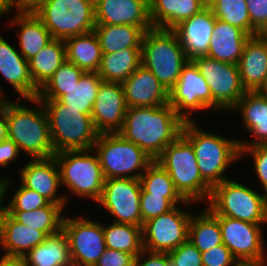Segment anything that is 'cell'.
<instances>
[{
  "mask_svg": "<svg viewBox=\"0 0 267 266\" xmlns=\"http://www.w3.org/2000/svg\"><path fill=\"white\" fill-rule=\"evenodd\" d=\"M184 122L169 103L155 107H128L118 133L156 160L164 148L181 135Z\"/></svg>",
  "mask_w": 267,
  "mask_h": 266,
  "instance_id": "cell-1",
  "label": "cell"
},
{
  "mask_svg": "<svg viewBox=\"0 0 267 266\" xmlns=\"http://www.w3.org/2000/svg\"><path fill=\"white\" fill-rule=\"evenodd\" d=\"M21 100L7 99L1 110L7 119L8 138L29 159L54 157L49 121L41 101L38 98L26 99L37 105L33 108L22 104Z\"/></svg>",
  "mask_w": 267,
  "mask_h": 266,
  "instance_id": "cell-2",
  "label": "cell"
},
{
  "mask_svg": "<svg viewBox=\"0 0 267 266\" xmlns=\"http://www.w3.org/2000/svg\"><path fill=\"white\" fill-rule=\"evenodd\" d=\"M196 121L184 122L182 135L192 144L202 179L213 188L224 180L232 164L240 160L239 139L203 130ZM209 132V133H208Z\"/></svg>",
  "mask_w": 267,
  "mask_h": 266,
  "instance_id": "cell-3",
  "label": "cell"
},
{
  "mask_svg": "<svg viewBox=\"0 0 267 266\" xmlns=\"http://www.w3.org/2000/svg\"><path fill=\"white\" fill-rule=\"evenodd\" d=\"M189 59L174 29L152 27L141 45V65L150 70L169 92Z\"/></svg>",
  "mask_w": 267,
  "mask_h": 266,
  "instance_id": "cell-4",
  "label": "cell"
},
{
  "mask_svg": "<svg viewBox=\"0 0 267 266\" xmlns=\"http://www.w3.org/2000/svg\"><path fill=\"white\" fill-rule=\"evenodd\" d=\"M48 117L52 146L55 153L89 150L98 139L91 113L68 108L60 100H40Z\"/></svg>",
  "mask_w": 267,
  "mask_h": 266,
  "instance_id": "cell-5",
  "label": "cell"
},
{
  "mask_svg": "<svg viewBox=\"0 0 267 266\" xmlns=\"http://www.w3.org/2000/svg\"><path fill=\"white\" fill-rule=\"evenodd\" d=\"M155 161L170 175L186 201L208 202L212 188L202 179L193 146L182 134L167 145Z\"/></svg>",
  "mask_w": 267,
  "mask_h": 266,
  "instance_id": "cell-6",
  "label": "cell"
},
{
  "mask_svg": "<svg viewBox=\"0 0 267 266\" xmlns=\"http://www.w3.org/2000/svg\"><path fill=\"white\" fill-rule=\"evenodd\" d=\"M241 182L230 178L215 185L207 208L215 216L266 225L267 196Z\"/></svg>",
  "mask_w": 267,
  "mask_h": 266,
  "instance_id": "cell-7",
  "label": "cell"
},
{
  "mask_svg": "<svg viewBox=\"0 0 267 266\" xmlns=\"http://www.w3.org/2000/svg\"><path fill=\"white\" fill-rule=\"evenodd\" d=\"M54 157L59 166L62 187L66 186L76 197L93 202L100 199L105 177L93 149L57 152Z\"/></svg>",
  "mask_w": 267,
  "mask_h": 266,
  "instance_id": "cell-8",
  "label": "cell"
},
{
  "mask_svg": "<svg viewBox=\"0 0 267 266\" xmlns=\"http://www.w3.org/2000/svg\"><path fill=\"white\" fill-rule=\"evenodd\" d=\"M93 150L98 155L105 179H140L154 161L141 148L125 140L119 133L99 134Z\"/></svg>",
  "mask_w": 267,
  "mask_h": 266,
  "instance_id": "cell-9",
  "label": "cell"
},
{
  "mask_svg": "<svg viewBox=\"0 0 267 266\" xmlns=\"http://www.w3.org/2000/svg\"><path fill=\"white\" fill-rule=\"evenodd\" d=\"M53 39L65 40L94 30V0H48L36 13Z\"/></svg>",
  "mask_w": 267,
  "mask_h": 266,
  "instance_id": "cell-10",
  "label": "cell"
},
{
  "mask_svg": "<svg viewBox=\"0 0 267 266\" xmlns=\"http://www.w3.org/2000/svg\"><path fill=\"white\" fill-rule=\"evenodd\" d=\"M192 61L210 88L212 111L230 113L246 92L241 82L238 65L224 63L207 55L196 57Z\"/></svg>",
  "mask_w": 267,
  "mask_h": 266,
  "instance_id": "cell-11",
  "label": "cell"
},
{
  "mask_svg": "<svg viewBox=\"0 0 267 266\" xmlns=\"http://www.w3.org/2000/svg\"><path fill=\"white\" fill-rule=\"evenodd\" d=\"M221 229L222 242L240 264L267 263L263 225L216 216Z\"/></svg>",
  "mask_w": 267,
  "mask_h": 266,
  "instance_id": "cell-12",
  "label": "cell"
},
{
  "mask_svg": "<svg viewBox=\"0 0 267 266\" xmlns=\"http://www.w3.org/2000/svg\"><path fill=\"white\" fill-rule=\"evenodd\" d=\"M168 103L185 122L196 121L192 116L197 111H212L210 88L192 60L183 67L176 84L169 91Z\"/></svg>",
  "mask_w": 267,
  "mask_h": 266,
  "instance_id": "cell-13",
  "label": "cell"
},
{
  "mask_svg": "<svg viewBox=\"0 0 267 266\" xmlns=\"http://www.w3.org/2000/svg\"><path fill=\"white\" fill-rule=\"evenodd\" d=\"M62 230L67 236L70 257L79 266H94L105 251L103 223L85 215L65 216Z\"/></svg>",
  "mask_w": 267,
  "mask_h": 266,
  "instance_id": "cell-14",
  "label": "cell"
},
{
  "mask_svg": "<svg viewBox=\"0 0 267 266\" xmlns=\"http://www.w3.org/2000/svg\"><path fill=\"white\" fill-rule=\"evenodd\" d=\"M192 211L172 210L146 221L142 227L143 249L149 252L168 253L188 239V226Z\"/></svg>",
  "mask_w": 267,
  "mask_h": 266,
  "instance_id": "cell-15",
  "label": "cell"
},
{
  "mask_svg": "<svg viewBox=\"0 0 267 266\" xmlns=\"http://www.w3.org/2000/svg\"><path fill=\"white\" fill-rule=\"evenodd\" d=\"M140 179H105L102 194L96 202L113 218V222L142 227L140 197Z\"/></svg>",
  "mask_w": 267,
  "mask_h": 266,
  "instance_id": "cell-16",
  "label": "cell"
},
{
  "mask_svg": "<svg viewBox=\"0 0 267 266\" xmlns=\"http://www.w3.org/2000/svg\"><path fill=\"white\" fill-rule=\"evenodd\" d=\"M20 183L46 198L50 203L63 207L68 205V194H59L62 189L60 170L55 157L29 159L18 172ZM61 187V188H60Z\"/></svg>",
  "mask_w": 267,
  "mask_h": 266,
  "instance_id": "cell-17",
  "label": "cell"
},
{
  "mask_svg": "<svg viewBox=\"0 0 267 266\" xmlns=\"http://www.w3.org/2000/svg\"><path fill=\"white\" fill-rule=\"evenodd\" d=\"M127 108L122 83L102 81L91 113L96 130L100 134L118 133Z\"/></svg>",
  "mask_w": 267,
  "mask_h": 266,
  "instance_id": "cell-18",
  "label": "cell"
},
{
  "mask_svg": "<svg viewBox=\"0 0 267 266\" xmlns=\"http://www.w3.org/2000/svg\"><path fill=\"white\" fill-rule=\"evenodd\" d=\"M96 25L128 24L152 28L148 0H94Z\"/></svg>",
  "mask_w": 267,
  "mask_h": 266,
  "instance_id": "cell-19",
  "label": "cell"
},
{
  "mask_svg": "<svg viewBox=\"0 0 267 266\" xmlns=\"http://www.w3.org/2000/svg\"><path fill=\"white\" fill-rule=\"evenodd\" d=\"M239 112L241 124L252 135V140L240 139L239 148L267 145V97L260 91H246L230 110ZM243 140V141H242Z\"/></svg>",
  "mask_w": 267,
  "mask_h": 266,
  "instance_id": "cell-20",
  "label": "cell"
},
{
  "mask_svg": "<svg viewBox=\"0 0 267 266\" xmlns=\"http://www.w3.org/2000/svg\"><path fill=\"white\" fill-rule=\"evenodd\" d=\"M0 34V74L18 94V99L37 98L39 89L34 85L28 61Z\"/></svg>",
  "mask_w": 267,
  "mask_h": 266,
  "instance_id": "cell-21",
  "label": "cell"
},
{
  "mask_svg": "<svg viewBox=\"0 0 267 266\" xmlns=\"http://www.w3.org/2000/svg\"><path fill=\"white\" fill-rule=\"evenodd\" d=\"M122 86L128 107H155L169 102V92L143 65H140Z\"/></svg>",
  "mask_w": 267,
  "mask_h": 266,
  "instance_id": "cell-22",
  "label": "cell"
},
{
  "mask_svg": "<svg viewBox=\"0 0 267 266\" xmlns=\"http://www.w3.org/2000/svg\"><path fill=\"white\" fill-rule=\"evenodd\" d=\"M215 21L212 10L205 8L174 28L189 60L207 55Z\"/></svg>",
  "mask_w": 267,
  "mask_h": 266,
  "instance_id": "cell-23",
  "label": "cell"
},
{
  "mask_svg": "<svg viewBox=\"0 0 267 266\" xmlns=\"http://www.w3.org/2000/svg\"><path fill=\"white\" fill-rule=\"evenodd\" d=\"M239 74L246 91H260L267 80V40L257 34L250 36L240 57Z\"/></svg>",
  "mask_w": 267,
  "mask_h": 266,
  "instance_id": "cell-24",
  "label": "cell"
},
{
  "mask_svg": "<svg viewBox=\"0 0 267 266\" xmlns=\"http://www.w3.org/2000/svg\"><path fill=\"white\" fill-rule=\"evenodd\" d=\"M47 235L18 222L6 210L1 217L0 248L5 255L25 256L32 248L43 243Z\"/></svg>",
  "mask_w": 267,
  "mask_h": 266,
  "instance_id": "cell-25",
  "label": "cell"
},
{
  "mask_svg": "<svg viewBox=\"0 0 267 266\" xmlns=\"http://www.w3.org/2000/svg\"><path fill=\"white\" fill-rule=\"evenodd\" d=\"M250 35L220 19L214 23L207 56L224 63L238 65Z\"/></svg>",
  "mask_w": 267,
  "mask_h": 266,
  "instance_id": "cell-26",
  "label": "cell"
},
{
  "mask_svg": "<svg viewBox=\"0 0 267 266\" xmlns=\"http://www.w3.org/2000/svg\"><path fill=\"white\" fill-rule=\"evenodd\" d=\"M205 8L203 0H149L151 24L163 29H174Z\"/></svg>",
  "mask_w": 267,
  "mask_h": 266,
  "instance_id": "cell-27",
  "label": "cell"
},
{
  "mask_svg": "<svg viewBox=\"0 0 267 266\" xmlns=\"http://www.w3.org/2000/svg\"><path fill=\"white\" fill-rule=\"evenodd\" d=\"M10 18L8 24L19 28V52L28 61L53 40L41 19L36 14H19Z\"/></svg>",
  "mask_w": 267,
  "mask_h": 266,
  "instance_id": "cell-28",
  "label": "cell"
},
{
  "mask_svg": "<svg viewBox=\"0 0 267 266\" xmlns=\"http://www.w3.org/2000/svg\"><path fill=\"white\" fill-rule=\"evenodd\" d=\"M67 61L74 63L84 72H97L102 59L99 39L93 31L72 36L64 40Z\"/></svg>",
  "mask_w": 267,
  "mask_h": 266,
  "instance_id": "cell-29",
  "label": "cell"
},
{
  "mask_svg": "<svg viewBox=\"0 0 267 266\" xmlns=\"http://www.w3.org/2000/svg\"><path fill=\"white\" fill-rule=\"evenodd\" d=\"M66 60L64 40H51L36 56L28 60L29 72L34 85L40 90Z\"/></svg>",
  "mask_w": 267,
  "mask_h": 266,
  "instance_id": "cell-30",
  "label": "cell"
},
{
  "mask_svg": "<svg viewBox=\"0 0 267 266\" xmlns=\"http://www.w3.org/2000/svg\"><path fill=\"white\" fill-rule=\"evenodd\" d=\"M96 33L103 54L116 53L125 48H141L145 31L138 26L95 25Z\"/></svg>",
  "mask_w": 267,
  "mask_h": 266,
  "instance_id": "cell-31",
  "label": "cell"
},
{
  "mask_svg": "<svg viewBox=\"0 0 267 266\" xmlns=\"http://www.w3.org/2000/svg\"><path fill=\"white\" fill-rule=\"evenodd\" d=\"M141 65V48H125L102 55L97 71L103 81L123 83Z\"/></svg>",
  "mask_w": 267,
  "mask_h": 266,
  "instance_id": "cell-32",
  "label": "cell"
},
{
  "mask_svg": "<svg viewBox=\"0 0 267 266\" xmlns=\"http://www.w3.org/2000/svg\"><path fill=\"white\" fill-rule=\"evenodd\" d=\"M188 240L201 253L223 244L218 218L207 207L198 213H192Z\"/></svg>",
  "mask_w": 267,
  "mask_h": 266,
  "instance_id": "cell-33",
  "label": "cell"
},
{
  "mask_svg": "<svg viewBox=\"0 0 267 266\" xmlns=\"http://www.w3.org/2000/svg\"><path fill=\"white\" fill-rule=\"evenodd\" d=\"M25 258L29 266H59L71 260L67 236L63 230L49 235L45 241L32 248Z\"/></svg>",
  "mask_w": 267,
  "mask_h": 266,
  "instance_id": "cell-34",
  "label": "cell"
},
{
  "mask_svg": "<svg viewBox=\"0 0 267 266\" xmlns=\"http://www.w3.org/2000/svg\"><path fill=\"white\" fill-rule=\"evenodd\" d=\"M106 248L123 251L138 256L143 249L142 227L131 224L103 223Z\"/></svg>",
  "mask_w": 267,
  "mask_h": 266,
  "instance_id": "cell-35",
  "label": "cell"
},
{
  "mask_svg": "<svg viewBox=\"0 0 267 266\" xmlns=\"http://www.w3.org/2000/svg\"><path fill=\"white\" fill-rule=\"evenodd\" d=\"M64 209L65 208L59 204L49 203L45 207L29 212L22 211L8 213L18 222L36 230H41L49 236L62 230L65 217V215H63Z\"/></svg>",
  "mask_w": 267,
  "mask_h": 266,
  "instance_id": "cell-36",
  "label": "cell"
},
{
  "mask_svg": "<svg viewBox=\"0 0 267 266\" xmlns=\"http://www.w3.org/2000/svg\"><path fill=\"white\" fill-rule=\"evenodd\" d=\"M102 81L97 72H84L79 79V83L66 91L60 101L68 105V108H74L81 113H92Z\"/></svg>",
  "mask_w": 267,
  "mask_h": 266,
  "instance_id": "cell-37",
  "label": "cell"
},
{
  "mask_svg": "<svg viewBox=\"0 0 267 266\" xmlns=\"http://www.w3.org/2000/svg\"><path fill=\"white\" fill-rule=\"evenodd\" d=\"M84 73L74 63L65 61L52 75L48 82L39 90V100H60L66 91L70 90Z\"/></svg>",
  "mask_w": 267,
  "mask_h": 266,
  "instance_id": "cell-38",
  "label": "cell"
},
{
  "mask_svg": "<svg viewBox=\"0 0 267 266\" xmlns=\"http://www.w3.org/2000/svg\"><path fill=\"white\" fill-rule=\"evenodd\" d=\"M142 189L151 195L162 198H183L177 189L170 175L155 160L146 168L140 177Z\"/></svg>",
  "mask_w": 267,
  "mask_h": 266,
  "instance_id": "cell-39",
  "label": "cell"
},
{
  "mask_svg": "<svg viewBox=\"0 0 267 266\" xmlns=\"http://www.w3.org/2000/svg\"><path fill=\"white\" fill-rule=\"evenodd\" d=\"M210 9L216 19L236 26L251 36V22L246 0H218Z\"/></svg>",
  "mask_w": 267,
  "mask_h": 266,
  "instance_id": "cell-40",
  "label": "cell"
},
{
  "mask_svg": "<svg viewBox=\"0 0 267 266\" xmlns=\"http://www.w3.org/2000/svg\"><path fill=\"white\" fill-rule=\"evenodd\" d=\"M180 203H182L181 205L190 206L193 202L186 201L184 198H162L161 196L146 193L141 189L140 211L142 227L146 221L172 210Z\"/></svg>",
  "mask_w": 267,
  "mask_h": 266,
  "instance_id": "cell-41",
  "label": "cell"
},
{
  "mask_svg": "<svg viewBox=\"0 0 267 266\" xmlns=\"http://www.w3.org/2000/svg\"><path fill=\"white\" fill-rule=\"evenodd\" d=\"M10 198V202L7 205L5 204L7 212H29L45 207L50 203L35 190L24 187L20 182Z\"/></svg>",
  "mask_w": 267,
  "mask_h": 266,
  "instance_id": "cell-42",
  "label": "cell"
},
{
  "mask_svg": "<svg viewBox=\"0 0 267 266\" xmlns=\"http://www.w3.org/2000/svg\"><path fill=\"white\" fill-rule=\"evenodd\" d=\"M240 149V158L250 155L253 158V168L259 183L262 186L263 193L267 196V145H255Z\"/></svg>",
  "mask_w": 267,
  "mask_h": 266,
  "instance_id": "cell-43",
  "label": "cell"
},
{
  "mask_svg": "<svg viewBox=\"0 0 267 266\" xmlns=\"http://www.w3.org/2000/svg\"><path fill=\"white\" fill-rule=\"evenodd\" d=\"M168 256L171 266H203L201 252L188 239Z\"/></svg>",
  "mask_w": 267,
  "mask_h": 266,
  "instance_id": "cell-44",
  "label": "cell"
},
{
  "mask_svg": "<svg viewBox=\"0 0 267 266\" xmlns=\"http://www.w3.org/2000/svg\"><path fill=\"white\" fill-rule=\"evenodd\" d=\"M251 22V36L267 29V0H246Z\"/></svg>",
  "mask_w": 267,
  "mask_h": 266,
  "instance_id": "cell-45",
  "label": "cell"
},
{
  "mask_svg": "<svg viewBox=\"0 0 267 266\" xmlns=\"http://www.w3.org/2000/svg\"><path fill=\"white\" fill-rule=\"evenodd\" d=\"M203 266H239L240 263L232 252L224 245H217L202 252Z\"/></svg>",
  "mask_w": 267,
  "mask_h": 266,
  "instance_id": "cell-46",
  "label": "cell"
},
{
  "mask_svg": "<svg viewBox=\"0 0 267 266\" xmlns=\"http://www.w3.org/2000/svg\"><path fill=\"white\" fill-rule=\"evenodd\" d=\"M135 256L119 250L105 248L94 266H134Z\"/></svg>",
  "mask_w": 267,
  "mask_h": 266,
  "instance_id": "cell-47",
  "label": "cell"
},
{
  "mask_svg": "<svg viewBox=\"0 0 267 266\" xmlns=\"http://www.w3.org/2000/svg\"><path fill=\"white\" fill-rule=\"evenodd\" d=\"M134 266H171L168 253L143 250L135 257Z\"/></svg>",
  "mask_w": 267,
  "mask_h": 266,
  "instance_id": "cell-48",
  "label": "cell"
},
{
  "mask_svg": "<svg viewBox=\"0 0 267 266\" xmlns=\"http://www.w3.org/2000/svg\"><path fill=\"white\" fill-rule=\"evenodd\" d=\"M20 151L15 142L9 138L0 142V168L7 167L19 158Z\"/></svg>",
  "mask_w": 267,
  "mask_h": 266,
  "instance_id": "cell-49",
  "label": "cell"
},
{
  "mask_svg": "<svg viewBox=\"0 0 267 266\" xmlns=\"http://www.w3.org/2000/svg\"><path fill=\"white\" fill-rule=\"evenodd\" d=\"M48 0H10V10L19 14H36Z\"/></svg>",
  "mask_w": 267,
  "mask_h": 266,
  "instance_id": "cell-50",
  "label": "cell"
},
{
  "mask_svg": "<svg viewBox=\"0 0 267 266\" xmlns=\"http://www.w3.org/2000/svg\"><path fill=\"white\" fill-rule=\"evenodd\" d=\"M13 180L11 178H8V176L5 178L0 177V227H1V217L3 212L5 211V205L3 203L5 202L4 199L6 198L7 200V193L9 192V187L13 185Z\"/></svg>",
  "mask_w": 267,
  "mask_h": 266,
  "instance_id": "cell-51",
  "label": "cell"
},
{
  "mask_svg": "<svg viewBox=\"0 0 267 266\" xmlns=\"http://www.w3.org/2000/svg\"><path fill=\"white\" fill-rule=\"evenodd\" d=\"M0 266H29L25 256H12L2 254Z\"/></svg>",
  "mask_w": 267,
  "mask_h": 266,
  "instance_id": "cell-52",
  "label": "cell"
},
{
  "mask_svg": "<svg viewBox=\"0 0 267 266\" xmlns=\"http://www.w3.org/2000/svg\"><path fill=\"white\" fill-rule=\"evenodd\" d=\"M8 138L7 119L6 116L0 111V142Z\"/></svg>",
  "mask_w": 267,
  "mask_h": 266,
  "instance_id": "cell-53",
  "label": "cell"
},
{
  "mask_svg": "<svg viewBox=\"0 0 267 266\" xmlns=\"http://www.w3.org/2000/svg\"><path fill=\"white\" fill-rule=\"evenodd\" d=\"M10 11V0H0V17L3 15H8Z\"/></svg>",
  "mask_w": 267,
  "mask_h": 266,
  "instance_id": "cell-54",
  "label": "cell"
},
{
  "mask_svg": "<svg viewBox=\"0 0 267 266\" xmlns=\"http://www.w3.org/2000/svg\"><path fill=\"white\" fill-rule=\"evenodd\" d=\"M3 92L4 91H3L2 87H0V111L3 108L5 101L8 99V96L6 98V95L4 96L5 92L4 93Z\"/></svg>",
  "mask_w": 267,
  "mask_h": 266,
  "instance_id": "cell-55",
  "label": "cell"
},
{
  "mask_svg": "<svg viewBox=\"0 0 267 266\" xmlns=\"http://www.w3.org/2000/svg\"><path fill=\"white\" fill-rule=\"evenodd\" d=\"M218 0H203L204 6L210 8Z\"/></svg>",
  "mask_w": 267,
  "mask_h": 266,
  "instance_id": "cell-56",
  "label": "cell"
},
{
  "mask_svg": "<svg viewBox=\"0 0 267 266\" xmlns=\"http://www.w3.org/2000/svg\"><path fill=\"white\" fill-rule=\"evenodd\" d=\"M59 266H79L75 261H73L72 259L69 260L68 262H65Z\"/></svg>",
  "mask_w": 267,
  "mask_h": 266,
  "instance_id": "cell-57",
  "label": "cell"
},
{
  "mask_svg": "<svg viewBox=\"0 0 267 266\" xmlns=\"http://www.w3.org/2000/svg\"><path fill=\"white\" fill-rule=\"evenodd\" d=\"M260 92L267 97V80L265 85L260 89Z\"/></svg>",
  "mask_w": 267,
  "mask_h": 266,
  "instance_id": "cell-58",
  "label": "cell"
},
{
  "mask_svg": "<svg viewBox=\"0 0 267 266\" xmlns=\"http://www.w3.org/2000/svg\"><path fill=\"white\" fill-rule=\"evenodd\" d=\"M267 263H261V264H240L239 266H267Z\"/></svg>",
  "mask_w": 267,
  "mask_h": 266,
  "instance_id": "cell-59",
  "label": "cell"
},
{
  "mask_svg": "<svg viewBox=\"0 0 267 266\" xmlns=\"http://www.w3.org/2000/svg\"><path fill=\"white\" fill-rule=\"evenodd\" d=\"M261 35L267 40V29Z\"/></svg>",
  "mask_w": 267,
  "mask_h": 266,
  "instance_id": "cell-60",
  "label": "cell"
}]
</instances>
